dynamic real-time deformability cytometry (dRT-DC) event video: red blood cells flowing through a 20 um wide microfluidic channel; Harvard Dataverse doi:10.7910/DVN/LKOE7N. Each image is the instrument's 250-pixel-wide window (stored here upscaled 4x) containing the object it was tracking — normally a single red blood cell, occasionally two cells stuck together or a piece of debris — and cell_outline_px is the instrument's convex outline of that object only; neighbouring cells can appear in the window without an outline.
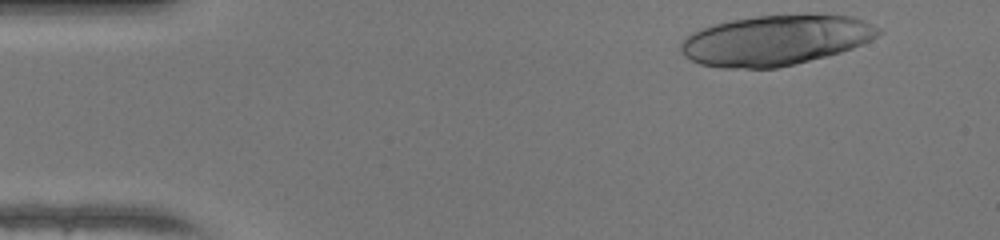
{"species": "human", "species_latin": "Homo sapiens", "temperature_condition": "warm", "stored_images_in_passage": 36, "camera_frame_rate_fps": 3000, "um_per_image_px": 0.085, "donor": {"sex": "female"}, "frame": {"image": 1, "passage_image": 2, "time_ms": 0.333, "image_size_px": [1000, 240], "cell_outline_px": [[884, 32], [852, 48], [840, 52], [776, 68], [720, 68], [700, 64], [684, 56], [680, 52], [680, 44], [692, 32], [700, 28], [732, 20], [756, 16], [820, 12], [852, 16], [864, 20], [880, 28]], "centroid_in_image_um": [65.94, 3.38], "position_along_channel_um": 19.1, "area_um2": 58.26}}
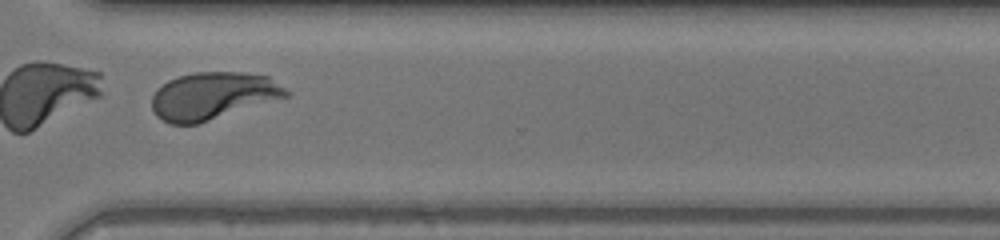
{"frame": {"image": 2, "passage_image": 33, "time_ms": 10.667, "image_size_px": [1000, 240], "cell_outline_px": [[292, 92], [288, 96], [196, 124], [168, 124], [156, 116], [152, 108], [152, 96], [156, 88], [168, 80], [176, 76], [196, 72], [240, 72], [268, 76]], "centroid_in_image_um": [18.06, 8.13], "position_along_channel_um": 352.5, "area_um2": 36.99}}